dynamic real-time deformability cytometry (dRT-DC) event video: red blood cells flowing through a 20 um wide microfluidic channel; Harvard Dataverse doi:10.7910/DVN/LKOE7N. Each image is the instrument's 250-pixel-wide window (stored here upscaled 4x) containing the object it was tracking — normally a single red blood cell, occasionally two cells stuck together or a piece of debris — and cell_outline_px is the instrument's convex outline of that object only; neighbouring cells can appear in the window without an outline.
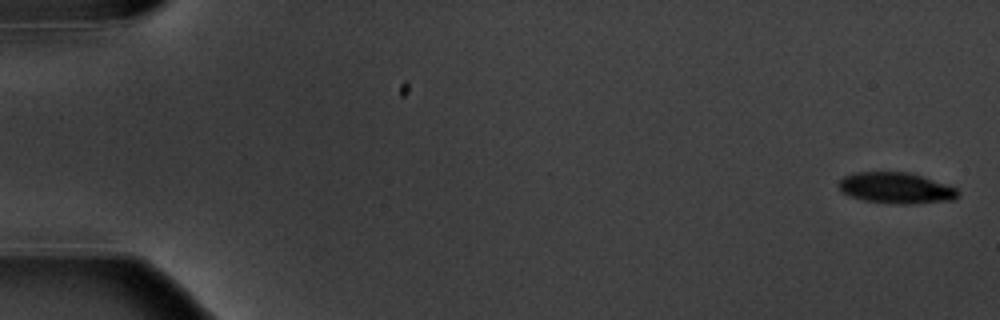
{"species": "common noctule bat (a hibernating species)", "species_latin": "Nyctalus noctula", "temperature_condition": "warm", "stored_images_in_passage": 7, "camera_frame_rate_fps": 3000, "um_per_image_px": 0.085, "animal": {"sex": "male", "body_mass_g": 20.1, "forearm_length_mm": 53.5}, "frame": {"image": 1, "passage_image": 1, "time_ms": 0.0, "image_size_px": [1000, 320], "cell_outline_px": [[960, 196], [956, 200], [916, 204], [892, 204], [864, 200], [848, 196], [840, 188], [840, 180], [844, 176], [856, 172], [908, 172], [956, 188], [960, 192]], "centroid_in_image_um": [76.2, 16.0], "position_along_channel_um": 8.8, "area_um2": 21.56}}
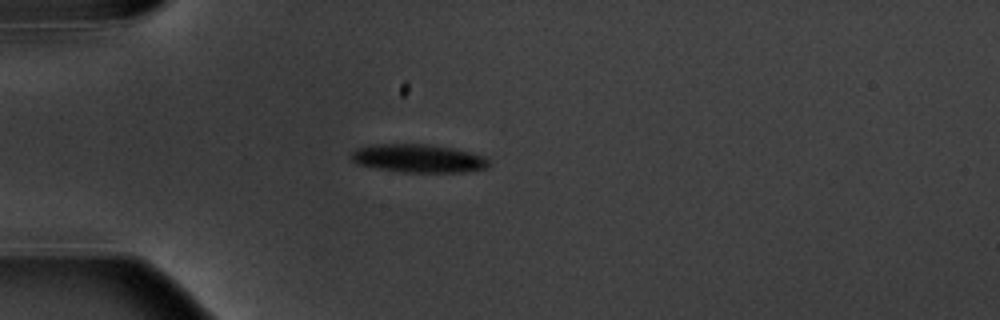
{"frame": {"image": 2, "passage_image": 5, "time_ms": 5.0, "image_size_px": [1000, 320], "cell_outline_px": [[492, 164], [488, 168], [464, 172], [400, 172], [356, 164], [348, 156], [356, 148], [372, 144], [428, 144], [452, 148], [472, 152], [488, 156]], "centroid_in_image_um": [35.61, 13.46], "position_along_channel_um": 49.4, "area_um2": 23.12}}